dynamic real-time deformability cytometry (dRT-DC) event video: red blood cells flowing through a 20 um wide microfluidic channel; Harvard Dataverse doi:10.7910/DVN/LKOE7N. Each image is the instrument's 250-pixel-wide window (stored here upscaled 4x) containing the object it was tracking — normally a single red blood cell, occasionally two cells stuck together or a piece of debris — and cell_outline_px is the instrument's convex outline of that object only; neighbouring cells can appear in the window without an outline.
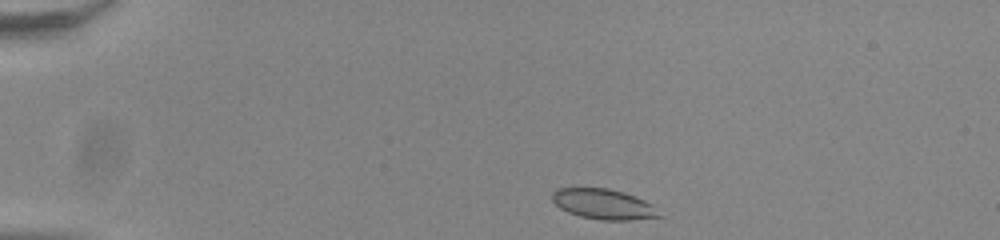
{"species": "common noctule bat (a hibernating species)", "species_latin": "Nyctalus noctula", "temperature_condition": "room temperature", "stored_images_in_passage": 44, "camera_frame_rate_fps": 3000, "um_per_image_px": 0.085, "animal": {"sex": "male", "body_mass_g": 20.0, "forearm_length_mm": 53.3}, "frame": {"image": 1, "passage_image": 1, "time_ms": 0.0, "image_size_px": [1000, 240], "cell_outline_px": [[664, 216], [632, 220], [600, 220], [580, 216], [568, 212], [560, 208], [552, 200], [552, 192], [556, 188], [608, 188], [624, 192], [644, 200], [652, 204]], "centroid_in_image_um": [51.31, 17.35], "position_along_channel_um": 33.7, "area_um2": 18.96}}
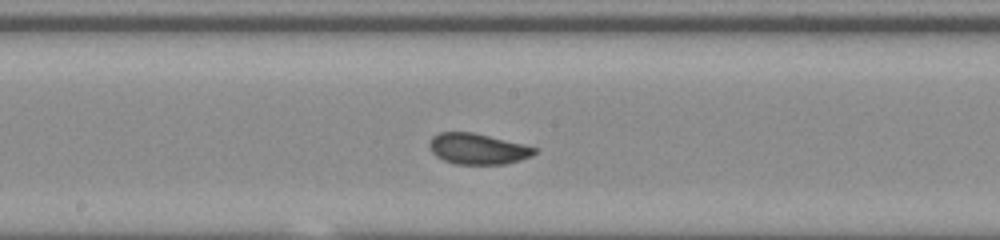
{"frame": {"image": 2, "passage_image": 20, "time_ms": 6.333, "image_size_px": [1000, 240], "cell_outline_px": [[536, 152], [532, 156], [520, 160], [504, 164], [452, 164], [436, 156], [428, 148], [428, 144], [432, 136], [440, 132], [472, 132], [524, 144], [536, 148]], "centroid_in_image_um": [40.57, 12.65], "position_along_channel_um": 207.6, "area_um2": 18.96}}
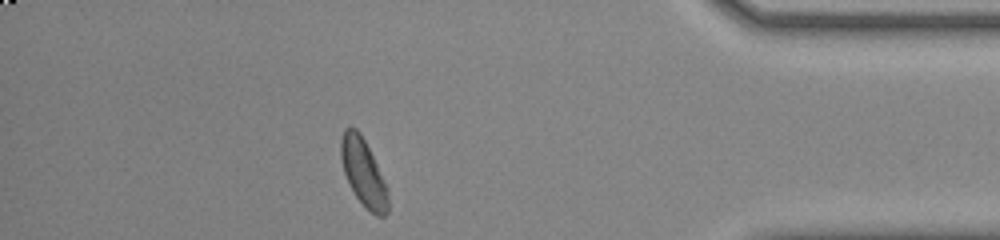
{"frame": {"image": 3, "passage_image": 38, "time_ms": 12.333, "image_size_px": [1000, 240], "cell_outline_px": [[388, 212], [384, 216], [376, 216], [364, 208], [356, 196], [344, 172], [340, 156], [340, 140], [344, 128], [356, 128], [360, 132], [388, 188]], "centroid_in_image_um": [30.89, 14.69], "position_along_channel_um": 404.3, "area_um2": 18.32}, "authors_computed_cell_mechanics": {"area_um2": 18.9584, "velocity_mm_per_s": 3.8278, "shape_relaxation_time_tau1_ms": 3.7133, "shape_relaxation_time_tau2_ms": 0.9973, "deformation_change_tau1": 0.1004, "deformation_change_tau2": 0.0451}}